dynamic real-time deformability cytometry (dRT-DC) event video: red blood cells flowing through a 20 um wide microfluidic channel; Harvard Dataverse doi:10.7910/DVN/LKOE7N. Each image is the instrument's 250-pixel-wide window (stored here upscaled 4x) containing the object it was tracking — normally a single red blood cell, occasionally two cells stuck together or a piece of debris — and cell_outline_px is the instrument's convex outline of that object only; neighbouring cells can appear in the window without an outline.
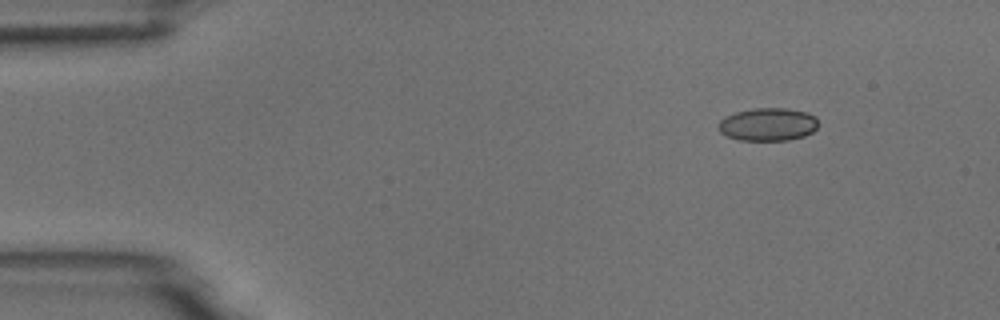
{"species": "common noctule bat (a hibernating species)", "species_latin": "Nyctalus noctula", "temperature_condition": "room temperature", "stored_images_in_passage": 3, "camera_frame_rate_fps": 3000, "um_per_image_px": 0.085, "animal": {"sex": "male", "body_mass_g": 18.8}, "frame": {"image": 1, "passage_image": 1, "time_ms": 0.0, "image_size_px": [1000, 320], "cell_outline_px": [[816, 128], [812, 132], [804, 136], [788, 140], [740, 140], [728, 136], [720, 132], [716, 128], [716, 124], [724, 116], [736, 112], [752, 108], [788, 108], [808, 112], [816, 116]], "centroid_in_image_um": [65.24, 10.56], "position_along_channel_um": 19.8, "area_um2": 19.36}}